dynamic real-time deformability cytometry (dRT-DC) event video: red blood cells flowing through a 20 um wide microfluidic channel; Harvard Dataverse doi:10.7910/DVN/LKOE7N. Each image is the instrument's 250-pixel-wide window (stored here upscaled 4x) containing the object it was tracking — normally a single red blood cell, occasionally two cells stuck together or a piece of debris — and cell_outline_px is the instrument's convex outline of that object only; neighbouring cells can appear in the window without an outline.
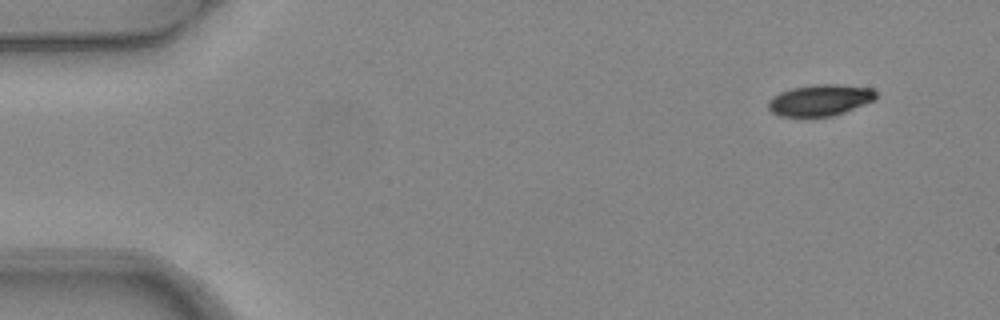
{"species": "common noctule bat (a hibernating species)", "species_latin": "Nyctalus noctula", "temperature_condition": "warm", "stored_images_in_passage": 4, "camera_frame_rate_fps": 3000, "um_per_image_px": 0.085, "animal": {"sex": "female", "body_mass_g": 24.6, "forearm_length_mm": 56.2}, "frame": {"image": 1, "passage_image": 1, "time_ms": 0.0, "image_size_px": [1000, 320], "cell_outline_px": [[876, 96], [872, 100], [864, 104], [844, 112], [832, 116], [780, 116], [772, 112], [768, 108], [768, 100], [772, 96], [780, 92], [792, 88], [816, 84], [836, 84], [872, 88], [876, 92]], "centroid_in_image_um": [69.67, 8.5], "position_along_channel_um": 15.3, "area_um2": 19.48}}
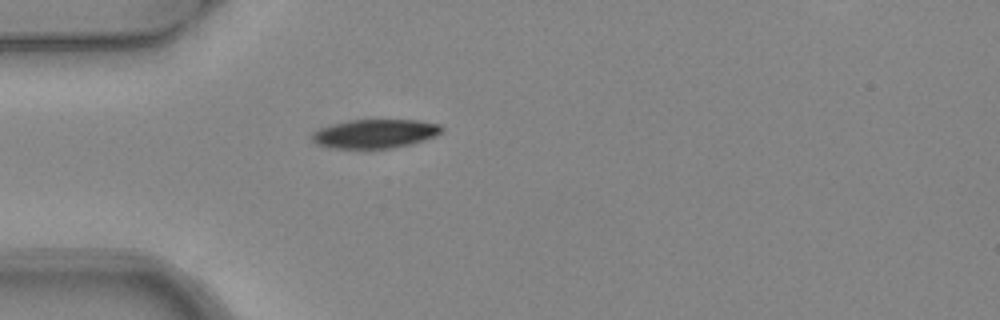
{"frame": {"image": 2, "passage_image": 4, "time_ms": 1.0, "image_size_px": [1000, 320], "cell_outline_px": [[444, 128], [436, 136], [412, 144], [392, 148], [336, 148], [320, 144], [312, 140], [312, 136], [320, 128], [332, 124], [352, 120], [420, 120], [440, 124]], "centroid_in_image_um": [31.96, 11.35], "position_along_channel_um": 53.0, "area_um2": 21.56}}